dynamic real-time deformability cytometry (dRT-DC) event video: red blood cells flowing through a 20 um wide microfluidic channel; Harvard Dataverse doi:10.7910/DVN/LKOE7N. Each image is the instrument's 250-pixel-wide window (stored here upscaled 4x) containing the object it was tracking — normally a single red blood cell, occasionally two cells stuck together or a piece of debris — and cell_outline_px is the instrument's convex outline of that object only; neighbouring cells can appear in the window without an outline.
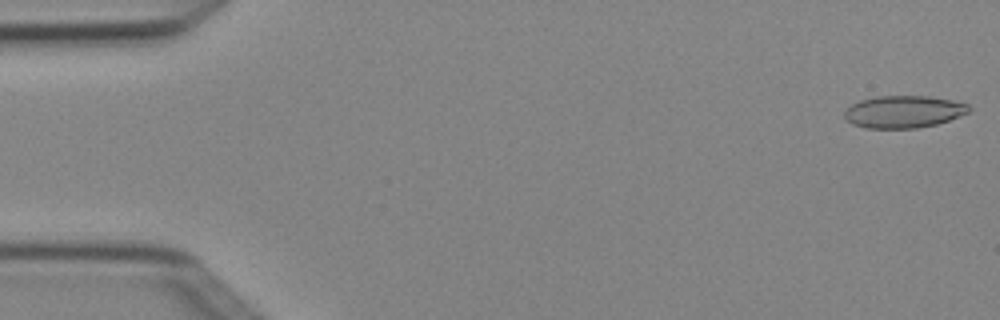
{"species": "Egyptian fruit bat (a non-hibernating species)", "species_latin": "Rousettus aegyptiacus", "temperature_condition": "cold", "stored_images_in_passage": 4, "camera_frame_rate_fps": 3000, "um_per_image_px": 0.085, "animal": {"sex": "female"}, "frame": {"image": 1, "passage_image": 1, "time_ms": 0.0, "image_size_px": [1000, 320], "cell_outline_px": [[972, 108], [968, 112], [960, 116], [936, 124], [916, 128], [864, 128], [852, 124], [844, 120], [844, 112], [852, 104], [860, 100], [876, 96], [928, 96], [952, 100], [968, 104]], "centroid_in_image_um": [76.78, 9.5], "position_along_channel_um": 8.2, "area_um2": 23.47}}
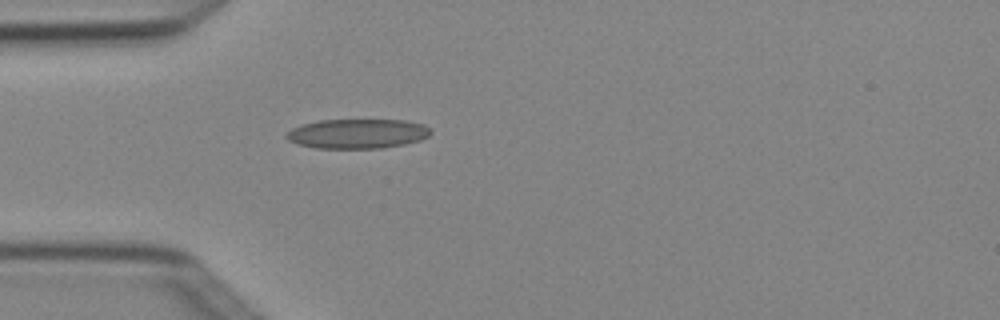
{"frame": {"image": 2, "passage_image": 4, "time_ms": 1.0, "image_size_px": [1000, 320], "cell_outline_px": [[432, 132], [428, 136], [420, 140], [404, 144], [380, 148], [316, 148], [296, 144], [288, 140], [284, 136], [292, 128], [304, 124], [320, 120], [404, 120], [424, 124]], "centroid_in_image_um": [30.37, 11.36], "position_along_channel_um": 54.6, "area_um2": 24.8}}